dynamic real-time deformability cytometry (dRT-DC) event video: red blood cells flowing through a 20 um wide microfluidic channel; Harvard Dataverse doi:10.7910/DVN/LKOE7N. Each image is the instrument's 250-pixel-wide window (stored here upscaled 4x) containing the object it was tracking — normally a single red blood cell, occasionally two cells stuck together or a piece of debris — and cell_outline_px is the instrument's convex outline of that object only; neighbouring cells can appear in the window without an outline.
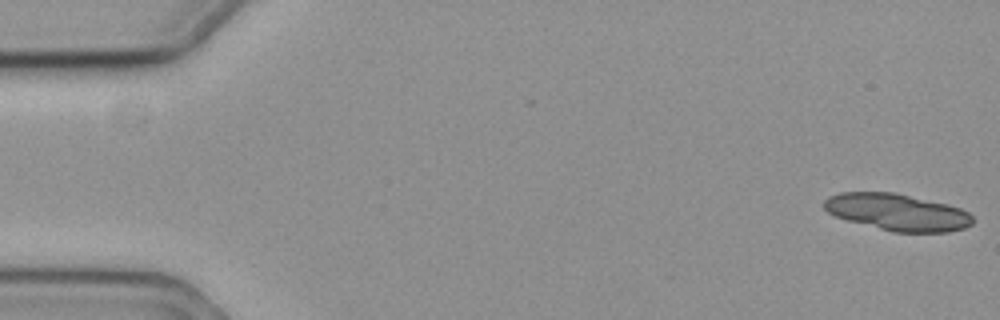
{"species": "common noctule bat (a hibernating species)", "species_latin": "Nyctalus noctula", "temperature_condition": "cold", "stored_images_in_passage": 15, "camera_frame_rate_fps": 3000, "um_per_image_px": 0.085, "animal": {"sex": "female", "body_mass_g": 19.3, "forearm_length_mm": 54.1}, "frame": {"image": 1, "passage_image": 1, "time_ms": 0.0, "image_size_px": [1000, 320], "cell_outline_px": [[972, 224], [964, 228], [948, 232], [892, 232], [848, 220], [836, 216], [828, 212], [824, 208], [824, 200], [828, 196], [840, 192], [896, 192], [948, 204], [960, 208], [968, 212], [972, 216]], "centroid_in_image_um": [76.27, 18.02], "position_along_channel_um": 8.7, "area_um2": 31.91}}